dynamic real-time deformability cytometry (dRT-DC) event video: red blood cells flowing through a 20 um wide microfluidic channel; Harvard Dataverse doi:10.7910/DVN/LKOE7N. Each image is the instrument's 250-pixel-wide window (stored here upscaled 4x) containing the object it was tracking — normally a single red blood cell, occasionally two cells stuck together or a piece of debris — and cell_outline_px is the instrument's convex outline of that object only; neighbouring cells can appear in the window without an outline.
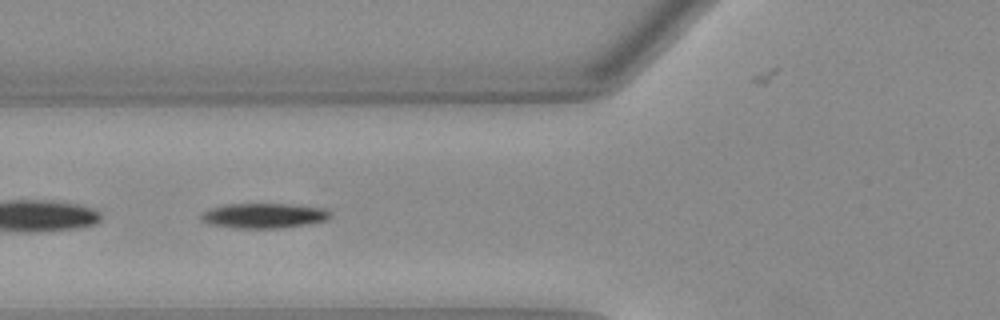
{"species": "Egyptian fruit bat (a non-hibernating species)", "species_latin": "Rousettus aegyptiacus", "temperature_condition": "warm", "stored_images_in_passage": 47, "segment_of_instrument_passage": [2, 2], "camera_frame_rate_fps": 3000, "um_per_image_px": 0.085, "animal": {"sex": "female"}, "frame": {"image": 1, "passage_image": 18, "time_ms": 5.667, "image_size_px": [1000, 320], "cell_outline_px": [[332, 216], [328, 220], [308, 224], [280, 228], [236, 228], [208, 224], [200, 220], [200, 216], [204, 212], [212, 208], [224, 204], [292, 204], [324, 208], [332, 212]], "centroid_in_image_um": [22.46, 18.33], "position_along_channel_um": 103.3, "area_um2": 18.96}}
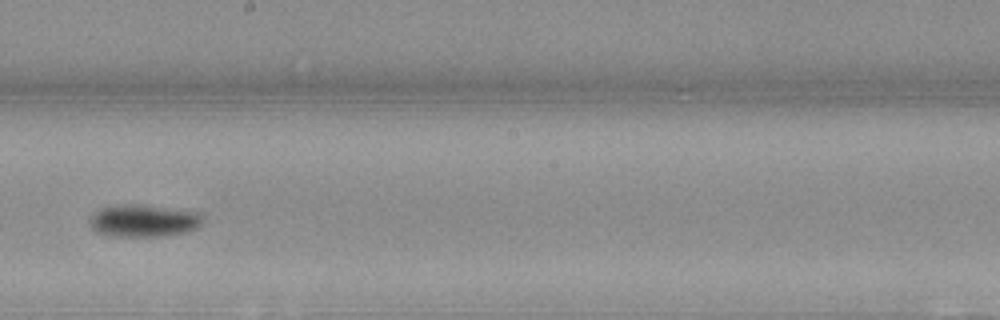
{"frame": {"image": 2, "passage_image": 28, "time_ms": 9.0, "image_size_px": [1000, 320], "cell_outline_px": [[204, 220], [196, 228], [184, 232], [160, 236], [108, 236], [96, 232], [88, 224], [92, 216], [100, 208], [120, 204], [140, 204], [200, 212], [204, 216]], "centroid_in_image_um": [12.2, 18.75], "position_along_channel_um": 236.0, "area_um2": 21.39}}
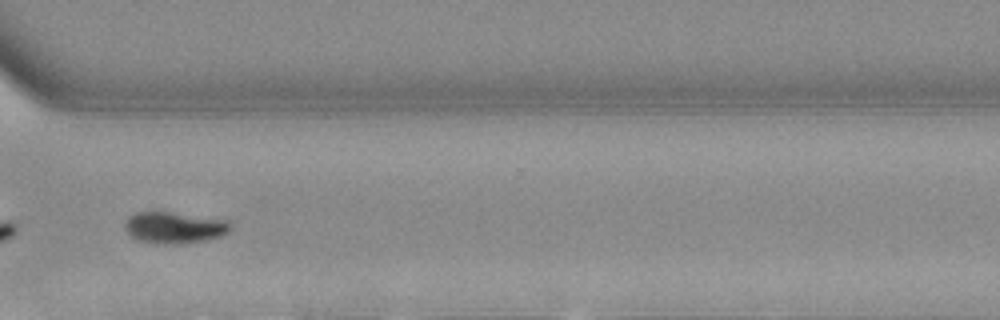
{"frame": {"image": 3, "passage_image": 37, "time_ms": 12.0, "image_size_px": [1000, 320], "cell_outline_px": [[232, 228], [228, 232], [220, 236], [208, 240], [164, 244], [140, 240], [132, 236], [128, 232], [124, 224], [136, 212], [168, 212], [228, 220]], "centroid_in_image_um": [14.87, 19.34], "position_along_channel_um": 355.7, "area_um2": 18.79}}